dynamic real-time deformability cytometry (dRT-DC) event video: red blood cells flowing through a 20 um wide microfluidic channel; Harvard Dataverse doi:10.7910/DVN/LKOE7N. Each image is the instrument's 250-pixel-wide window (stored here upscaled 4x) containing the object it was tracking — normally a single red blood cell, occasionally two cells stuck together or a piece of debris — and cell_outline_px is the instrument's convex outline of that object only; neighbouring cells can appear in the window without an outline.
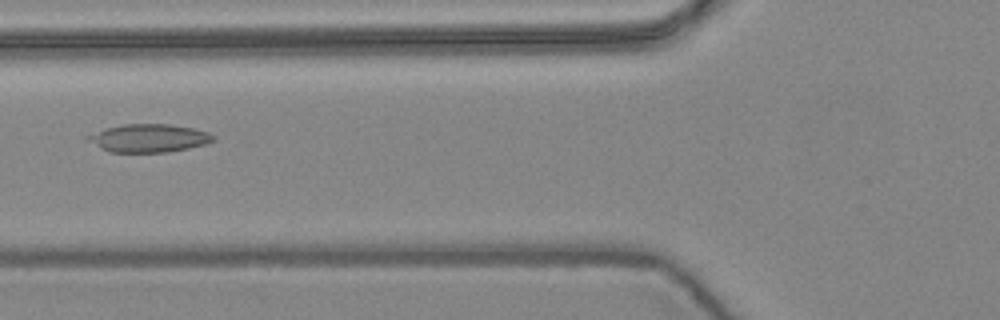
{"species": "common noctule bat (a hibernating species)", "species_latin": "Nyctalus noctula", "temperature_condition": "warm", "stored_images_in_passage": 6, "camera_frame_rate_fps": 3000, "um_per_image_px": 0.085, "animal": {"sex": "female", "body_mass_g": 24.6, "forearm_length_mm": 56.2}, "frame": {"image": 1, "passage_image": 6, "time_ms": 1.667, "image_size_px": [1000, 320], "cell_outline_px": [[216, 140], [208, 144], [188, 148], [164, 152], [108, 152], [88, 140], [84, 136], [104, 128], [124, 124], [168, 124], [192, 128], [208, 132], [216, 136]], "centroid_in_image_um": [12.67, 11.74], "position_along_channel_um": 113.1, "area_um2": 20.58}}